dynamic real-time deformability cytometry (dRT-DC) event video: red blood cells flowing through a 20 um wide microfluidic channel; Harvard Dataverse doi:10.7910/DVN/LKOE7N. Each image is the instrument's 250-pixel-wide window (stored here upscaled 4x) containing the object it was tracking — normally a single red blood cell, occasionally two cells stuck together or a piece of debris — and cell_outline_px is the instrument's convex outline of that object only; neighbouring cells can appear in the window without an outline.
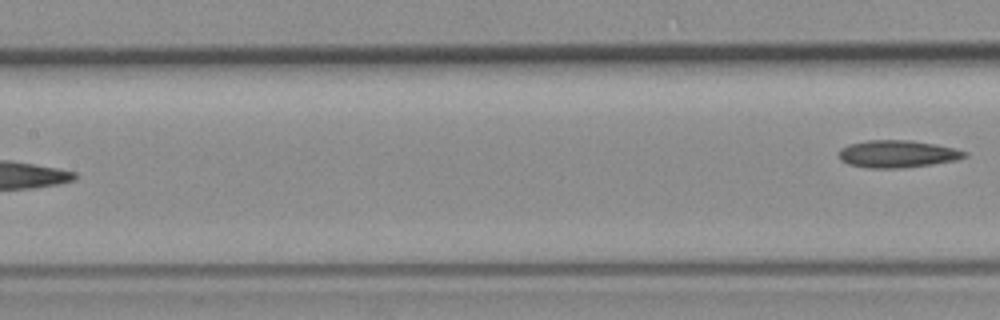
{"species": "common noctule bat (a hibernating species)", "species_latin": "Nyctalus noctula", "temperature_condition": "room temperature", "stored_images_in_passage": 7, "segment_of_instrument_passage": [2, 2], "camera_frame_rate_fps": 3000, "um_per_image_px": 0.085, "animal": {"sex": "female", "body_mass_g": 19.3, "forearm_length_mm": 54.1}, "frame": {"image": 1, "passage_image": 7, "time_ms": 7.0, "image_size_px": [1000, 320], "cell_outline_px": [[968, 156], [956, 160], [932, 164], [904, 168], [864, 168], [848, 164], [840, 160], [840, 148], [848, 144], [868, 140], [908, 140], [936, 144], [956, 148], [968, 152]], "centroid_in_image_um": [76.29, 13.09], "position_along_channel_um": 131.1, "area_um2": 20.23}}